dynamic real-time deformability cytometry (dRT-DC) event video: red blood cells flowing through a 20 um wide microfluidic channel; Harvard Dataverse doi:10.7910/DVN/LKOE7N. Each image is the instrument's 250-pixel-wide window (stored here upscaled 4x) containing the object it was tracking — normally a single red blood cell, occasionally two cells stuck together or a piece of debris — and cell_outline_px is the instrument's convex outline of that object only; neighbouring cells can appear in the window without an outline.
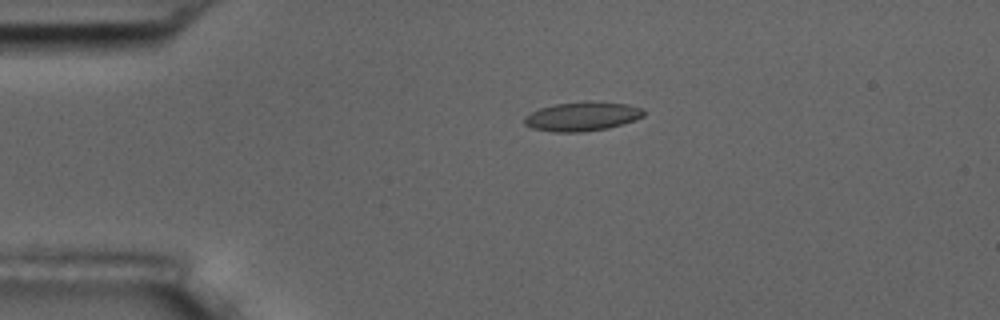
{"species": "common noctule bat (a hibernating species)", "species_latin": "Nyctalus noctula", "temperature_condition": "room temperature", "stored_images_in_passage": 48, "camera_frame_rate_fps": 3000, "um_per_image_px": 0.085, "animal": {"sex": "male", "body_mass_g": 17.5, "forearm_length_mm": 52.3}, "frame": {"image": 1, "passage_image": 5, "time_ms": 1.333, "image_size_px": [1000, 320], "cell_outline_px": [[644, 116], [636, 120], [608, 128], [580, 132], [552, 132], [532, 128], [524, 124], [524, 116], [540, 108], [556, 104], [588, 100], [628, 104], [644, 108]], "centroid_in_image_um": [49.51, 9.88], "position_along_channel_um": 35.5, "area_um2": 20.46}}
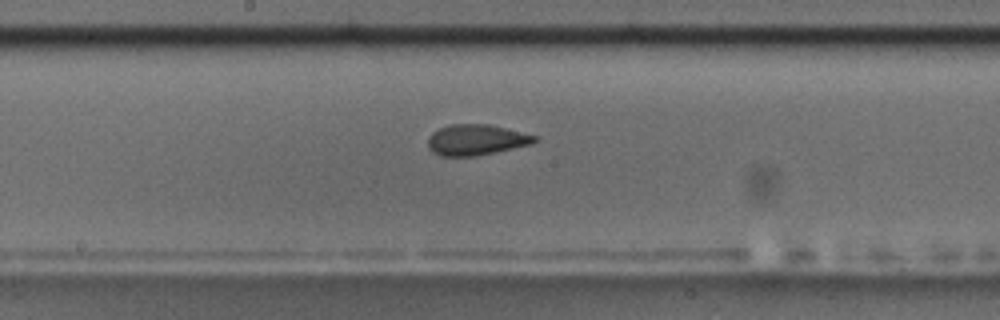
{"frame": {"image": 2, "passage_image": 22, "time_ms": 7.0, "image_size_px": [1000, 320], "cell_outline_px": [[536, 140], [532, 144], [476, 156], [440, 156], [432, 152], [428, 148], [428, 136], [432, 132], [448, 124], [488, 124], [536, 136]], "centroid_in_image_um": [40.41, 11.89], "position_along_channel_um": 207.8, "area_um2": 19.02}}
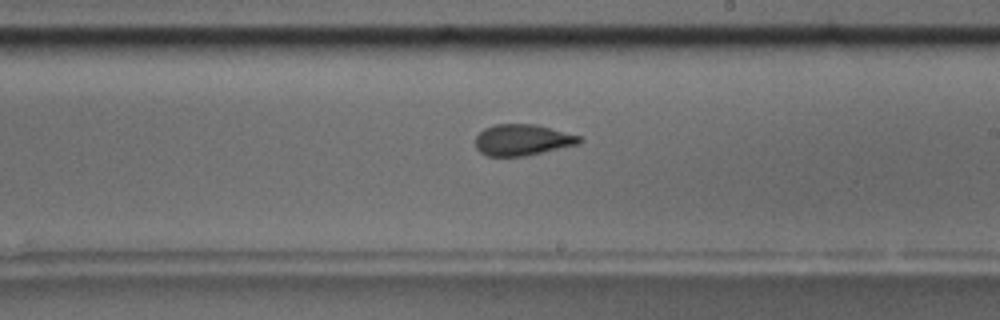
{"frame": {"image": 3, "passage_image": 25, "time_ms": 8.0, "image_size_px": [1000, 320], "cell_outline_px": [[584, 140], [580, 144], [524, 156], [488, 156], [480, 152], [476, 148], [476, 136], [484, 128], [492, 124], [536, 124], [580, 136]], "centroid_in_image_um": [44.41, 11.89], "position_along_channel_um": 244.6, "area_um2": 18.96}, "authors_computed_cell_mechanics": {"area_um2": 19.2474, "velocity_mm_per_s": 3.7053, "shape_relaxation_time_tau1_ms": 9.5159, "shape_relaxation_time_tau2_ms": 1.7199, "deformation_change_tau1": 0.2342, "deformation_change_tau2": 0.0942}}